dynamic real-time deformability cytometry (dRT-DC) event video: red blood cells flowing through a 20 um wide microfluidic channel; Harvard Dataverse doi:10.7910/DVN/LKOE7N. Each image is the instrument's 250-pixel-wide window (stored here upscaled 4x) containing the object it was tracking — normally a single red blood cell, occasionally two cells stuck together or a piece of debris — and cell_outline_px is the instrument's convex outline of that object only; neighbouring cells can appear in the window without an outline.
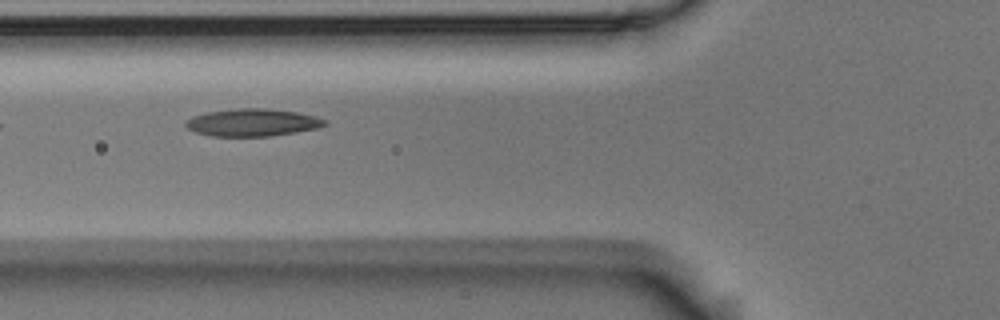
{"species": "Egyptian fruit bat (a non-hibernating species)", "species_latin": "Rousettus aegyptiacus", "temperature_condition": "room temperature", "stored_images_in_passage": 7, "camera_frame_rate_fps": 3000, "um_per_image_px": 0.085, "animal": {"sex": "male"}, "frame": {"image": 1, "passage_image": 3, "time_ms": 0.667, "image_size_px": [1000, 320], "cell_outline_px": [[328, 124], [316, 128], [296, 132], [272, 136], [212, 136], [196, 132], [188, 128], [184, 124], [184, 120], [192, 116], [208, 112], [236, 108], [268, 108], [296, 112], [316, 116], [328, 120]], "centroid_in_image_um": [21.47, 10.41], "position_along_channel_um": 104.3, "area_um2": 22.37}}
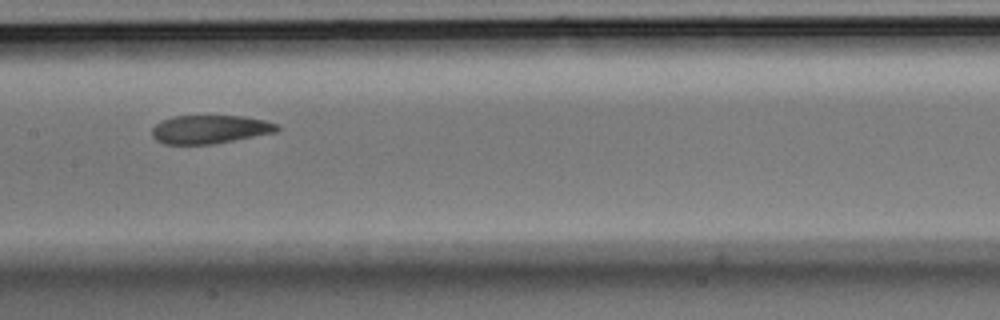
{"frame": {"image": 2, "passage_image": 5, "time_ms": 1.333, "image_size_px": [1000, 320], "cell_outline_px": [[280, 128], [276, 132], [212, 144], [164, 144], [156, 140], [152, 136], [152, 128], [160, 120], [172, 116], [244, 116], [264, 120], [276, 124]], "centroid_in_image_um": [17.8, 10.99], "position_along_channel_um": 189.6, "area_um2": 20.69}}
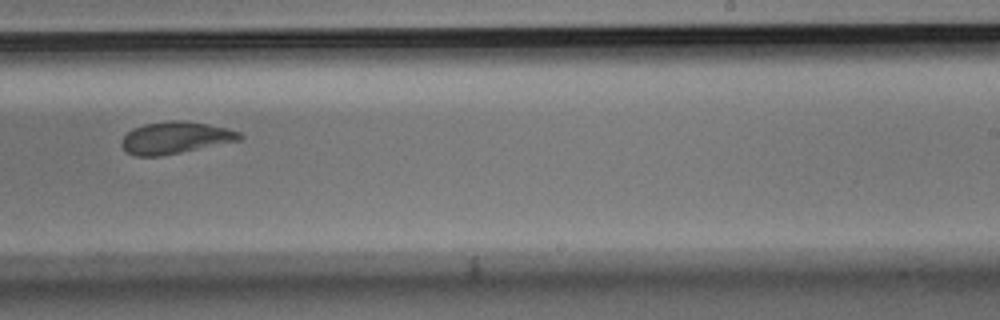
{"frame": {"image": 3, "passage_image": 7, "time_ms": 2.0, "image_size_px": [1000, 320], "cell_outline_px": [[244, 136], [240, 140], [160, 156], [136, 156], [128, 152], [120, 144], [120, 140], [132, 128], [144, 124], [168, 120], [180, 120], [208, 124], [228, 128], [240, 132]], "centroid_in_image_um": [14.89, 11.69], "position_along_channel_um": 274.1, "area_um2": 21.91}}